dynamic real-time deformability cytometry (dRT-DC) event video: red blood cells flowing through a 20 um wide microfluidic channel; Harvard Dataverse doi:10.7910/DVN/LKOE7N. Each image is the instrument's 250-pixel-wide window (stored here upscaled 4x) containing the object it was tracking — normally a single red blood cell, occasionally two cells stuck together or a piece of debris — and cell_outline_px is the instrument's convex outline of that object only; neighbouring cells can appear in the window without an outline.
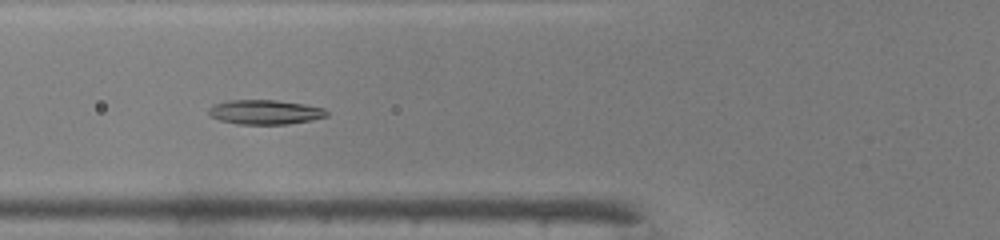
{"species": "common noctule bat (a hibernating species)", "species_latin": "Nyctalus noctula", "temperature_condition": "warm", "stored_images_in_passage": 34, "camera_frame_rate_fps": 3000, "um_per_image_px": 0.085, "animal": {"sex": "male", "body_mass_g": 19.0, "forearm_length_mm": 50.8}, "frame": {"image": 1, "passage_image": 5, "time_ms": 1.333, "image_size_px": [1000, 240], "cell_outline_px": [[328, 116], [312, 120], [288, 124], [236, 124], [220, 120], [208, 116], [208, 108], [212, 104], [228, 100], [276, 100], [304, 104], [324, 108], [328, 112]], "centroid_in_image_um": [22.49, 9.53], "position_along_channel_um": 103.3, "area_um2": 17.05}}
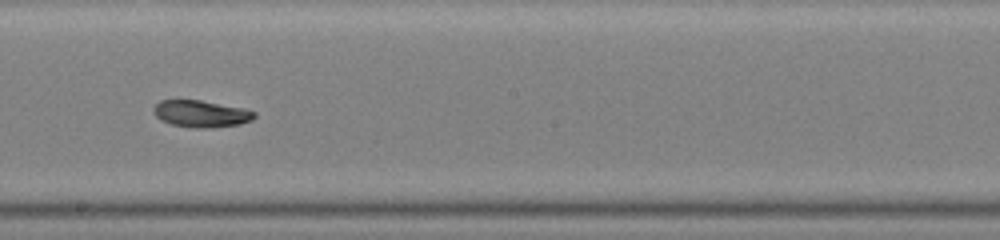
{"frame": {"image": 2, "passage_image": 14, "time_ms": 4.333, "image_size_px": [1000, 240], "cell_outline_px": [[256, 116], [252, 120], [240, 124], [208, 128], [196, 128], [172, 124], [160, 120], [156, 116], [152, 108], [160, 100], [200, 100], [244, 108], [256, 112]], "centroid_in_image_um": [17.1, 9.66], "position_along_channel_um": 231.1, "area_um2": 15.78}}
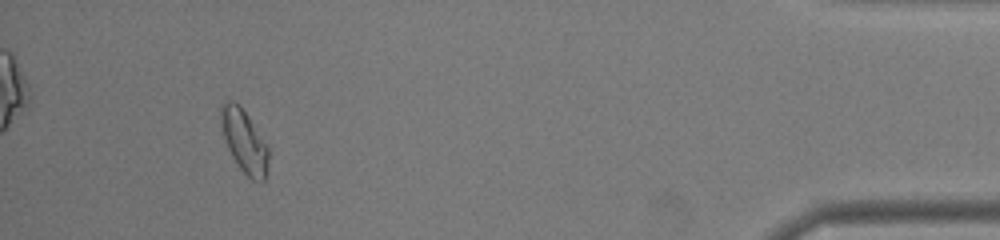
{"frame": {"image": 3, "passage_image": 31, "time_ms": 10.0, "image_size_px": [1000, 240], "cell_outline_px": [[268, 172], [264, 180], [260, 184], [252, 180], [240, 168], [232, 156], [228, 148], [220, 124], [220, 104], [224, 100], [232, 100], [240, 104], [248, 116], [268, 148]], "centroid_in_image_um": [20.75, 11.99], "position_along_channel_um": 414.5, "area_um2": 17.51}, "authors_computed_cell_mechanics": {"area_um2": 16.2707, "velocity_mm_per_s": 4.2822, "shape_relaxation_time_tau1_ms": null, "shape_relaxation_time_tau2_ms": 6.1383, "deformation_change_tau1": null, "deformation_change_tau2": 0.0869}}